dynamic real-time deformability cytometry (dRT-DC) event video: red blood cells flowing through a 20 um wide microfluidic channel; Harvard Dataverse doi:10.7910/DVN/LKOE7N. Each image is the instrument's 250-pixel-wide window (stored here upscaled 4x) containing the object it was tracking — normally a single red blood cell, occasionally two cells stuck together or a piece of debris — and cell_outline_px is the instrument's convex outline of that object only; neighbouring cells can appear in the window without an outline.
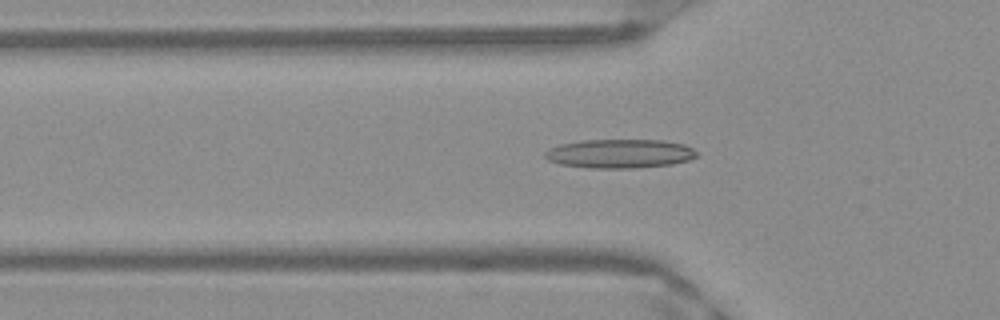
{"species": "Egyptian fruit bat (a non-hibernating species)", "species_latin": "Rousettus aegyptiacus", "temperature_condition": "warm", "stored_images_in_passage": 44, "camera_frame_rate_fps": 3000, "um_per_image_px": 0.085, "frame": {"image": 1, "passage_image": 10, "time_ms": 3.0, "image_size_px": [1000, 320], "cell_outline_px": [[696, 156], [688, 160], [672, 164], [636, 168], [588, 168], [560, 164], [548, 160], [544, 156], [544, 152], [548, 148], [560, 144], [580, 140], [664, 140], [684, 144], [692, 148], [696, 152]], "centroid_in_image_um": [52.64, 13.05], "position_along_channel_um": 73.2, "area_um2": 25.72}}
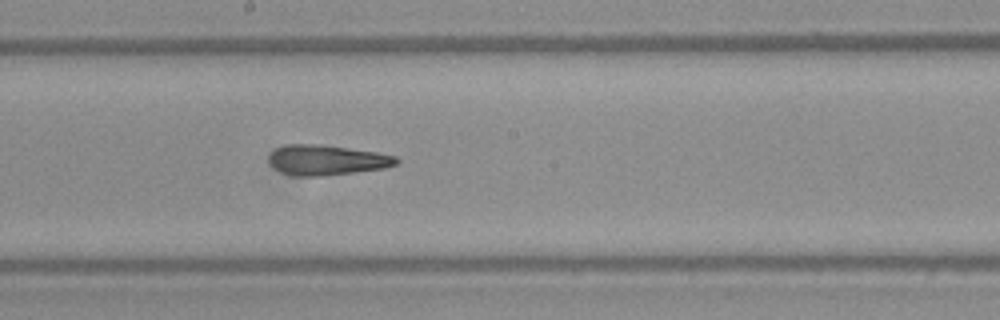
{"frame": {"image": 2, "passage_image": 21, "time_ms": 6.667, "image_size_px": [1000, 320], "cell_outline_px": [[400, 160], [396, 164], [384, 168], [320, 176], [292, 176], [280, 172], [272, 168], [268, 160], [268, 156], [276, 148], [288, 144], [320, 144], [376, 152], [396, 156]], "centroid_in_image_um": [27.71, 13.6], "position_along_channel_um": 220.5, "area_um2": 22.43}}
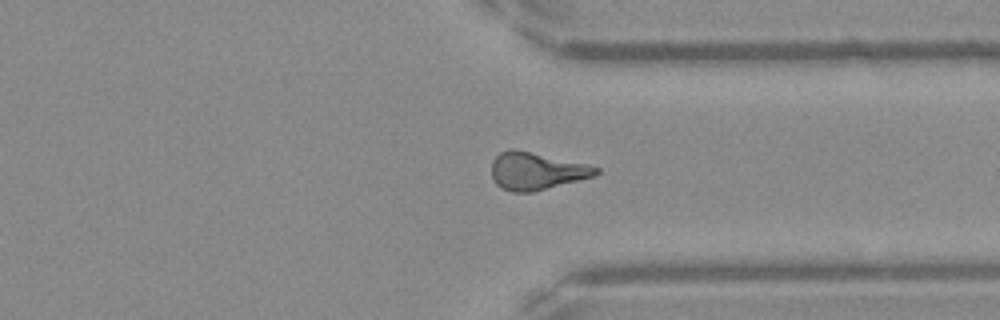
{"frame": {"image": 3, "passage_image": 32, "time_ms": 10.333, "image_size_px": [1000, 320], "cell_outline_px": [[600, 172], [592, 176], [532, 192], [512, 192], [500, 188], [496, 184], [492, 176], [492, 160], [500, 152], [512, 148], [588, 164], [600, 168]], "centroid_in_image_um": [45.56, 14.53], "position_along_channel_um": 365.8, "area_um2": 22.54}, "authors_computed_cell_mechanics": {"area_um2": 22.0507, "velocity_mm_per_s": 3.985, "shape_relaxation_time_tau1_ms": null, "shape_relaxation_time_tau2_ms": 2.0408, "deformation_change_tau1": null, "deformation_change_tau2": 0.1274}}